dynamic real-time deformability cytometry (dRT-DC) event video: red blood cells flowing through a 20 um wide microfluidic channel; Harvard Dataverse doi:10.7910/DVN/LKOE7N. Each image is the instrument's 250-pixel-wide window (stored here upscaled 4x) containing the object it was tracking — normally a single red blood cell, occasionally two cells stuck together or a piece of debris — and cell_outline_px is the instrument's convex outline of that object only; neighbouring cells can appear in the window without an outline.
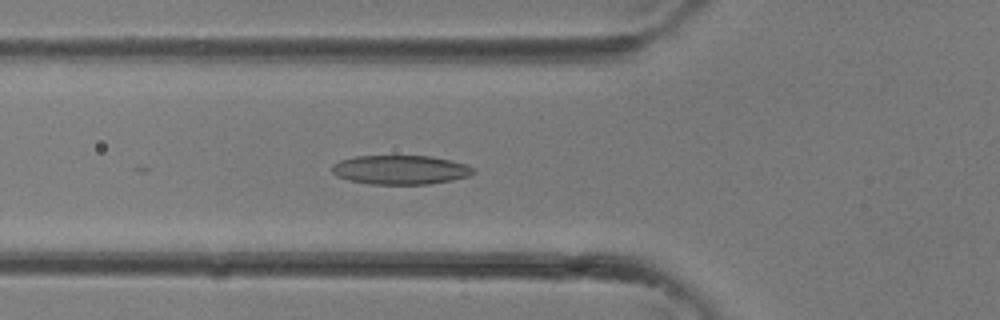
{"species": "common noctule bat (a hibernating species)", "species_latin": "Nyctalus noctula", "temperature_condition": "room temperature", "stored_images_in_passage": 32, "camera_frame_rate_fps": 3000, "um_per_image_px": 0.085, "animal": {"sex": "female"}, "frame": {"image": 1, "passage_image": 11, "time_ms": 3.333, "image_size_px": [1000, 320], "cell_outline_px": [[476, 172], [468, 176], [452, 180], [428, 184], [368, 184], [348, 180], [336, 176], [332, 172], [332, 164], [340, 160], [352, 156], [432, 156], [464, 164], [476, 168]], "centroid_in_image_um": [34.01, 14.43], "position_along_channel_um": 91.8, "area_um2": 24.1}}
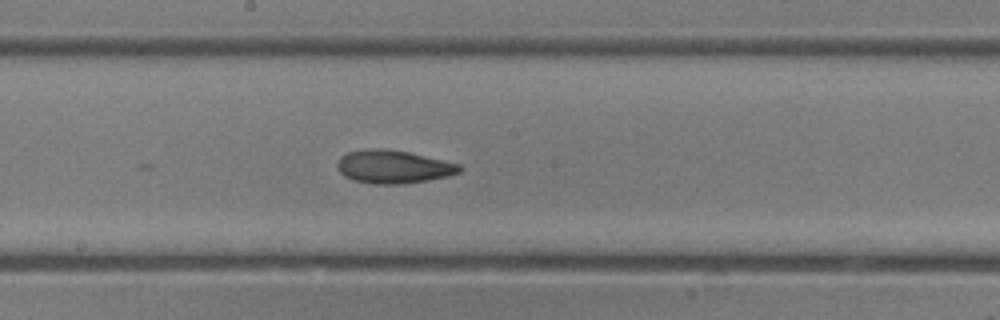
{"frame": {"image": 2, "passage_image": 17, "time_ms": 5.333, "image_size_px": [1000, 320], "cell_outline_px": [[460, 172], [448, 176], [428, 180], [404, 184], [372, 184], [352, 180], [344, 176], [340, 172], [336, 164], [340, 156], [348, 152], [372, 148], [380, 148], [408, 152], [460, 164]], "centroid_in_image_um": [33.4, 14.18], "position_along_channel_um": 214.8, "area_um2": 23.58}}
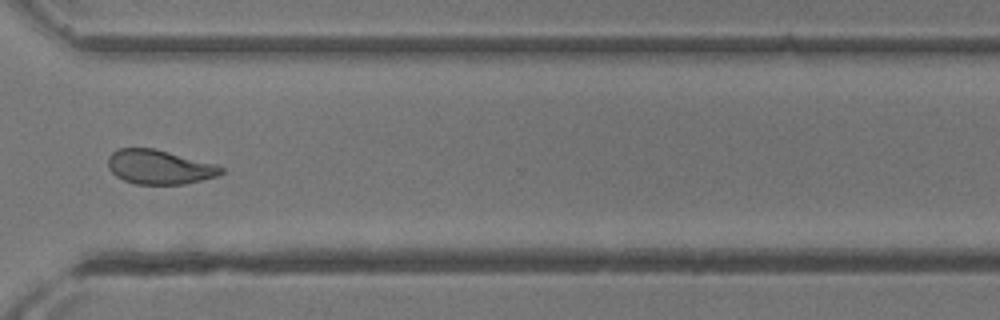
{"frame": {"image": 3, "passage_image": 24, "time_ms": 7.667, "image_size_px": [1000, 320], "cell_outline_px": [[224, 172], [216, 176], [184, 184], [136, 184], [124, 180], [116, 176], [108, 168], [108, 156], [116, 148], [156, 148], [220, 164], [224, 168]], "centroid_in_image_um": [13.58, 14.17], "position_along_channel_um": 357.0, "area_um2": 23.0}}